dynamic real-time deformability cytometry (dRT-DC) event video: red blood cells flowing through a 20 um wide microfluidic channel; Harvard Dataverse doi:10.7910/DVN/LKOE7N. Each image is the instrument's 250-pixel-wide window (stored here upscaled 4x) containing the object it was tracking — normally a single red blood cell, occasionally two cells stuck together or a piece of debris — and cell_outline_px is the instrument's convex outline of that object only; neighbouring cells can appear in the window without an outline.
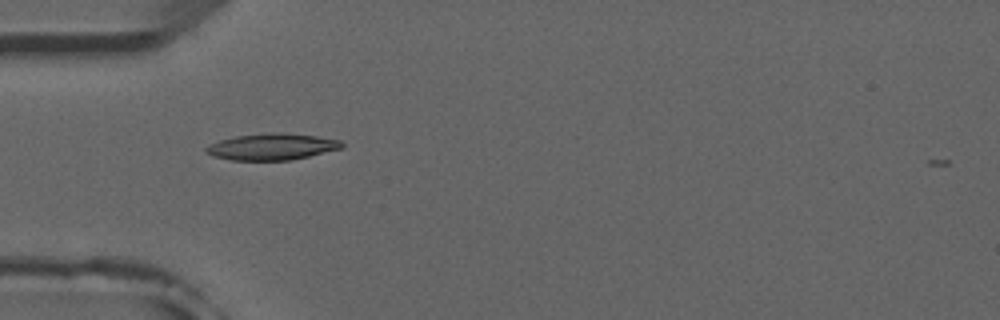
{"species": "common noctule bat (a hibernating species)", "species_latin": "Nyctalus noctula", "temperature_condition": "room temperature", "stored_images_in_passage": 47, "camera_frame_rate_fps": 3000, "um_per_image_px": 0.085, "animal": {"sex": "male", "forearm_length_mm": 52.5}, "frame": {"image": 1, "passage_image": 11, "time_ms": 3.333, "image_size_px": [1000, 320], "cell_outline_px": [[344, 144], [340, 148], [292, 160], [232, 160], [212, 156], [204, 152], [204, 148], [208, 144], [220, 140], [236, 136], [276, 132], [280, 132], [316, 136], [340, 140]], "centroid_in_image_um": [23.05, 12.47], "position_along_channel_um": 61.9, "area_um2": 20.81}}
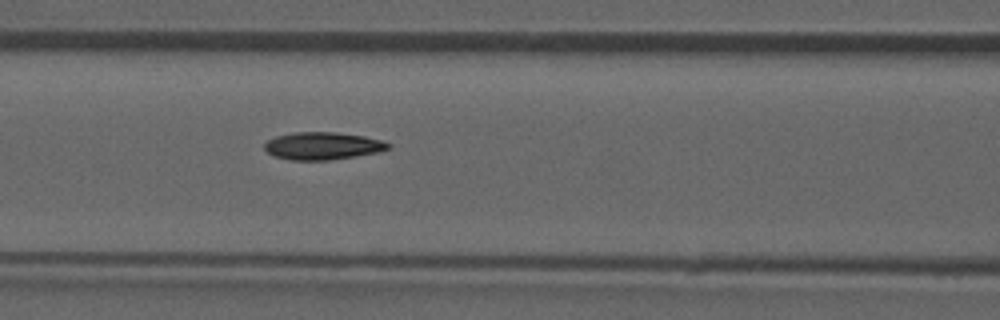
{"frame": {"image": 2, "passage_image": 17, "time_ms": 5.333, "image_size_px": [1000, 320], "cell_outline_px": [[392, 144], [388, 148], [380, 152], [356, 156], [328, 160], [292, 160], [272, 156], [264, 148], [264, 144], [268, 140], [276, 136], [292, 132], [336, 132], [364, 136], [384, 140]], "centroid_in_image_um": [27.44, 12.39], "position_along_channel_um": 139.2, "area_um2": 20.0}}
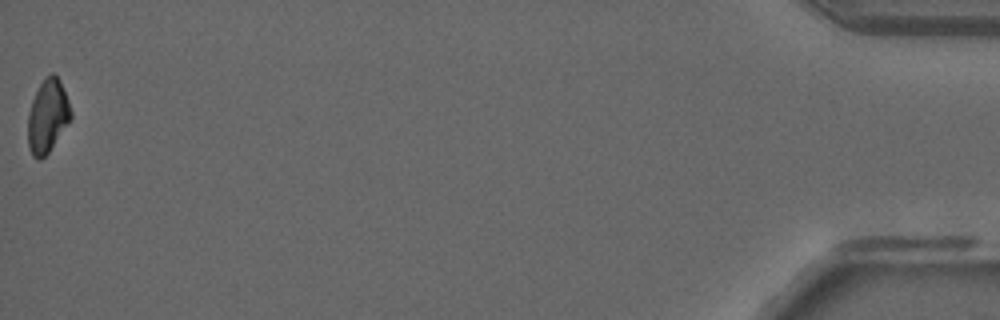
{"frame": {"image": 3, "passage_image": 47, "time_ms": 15.333, "image_size_px": [1000, 320], "cell_outline_px": [[72, 116], [48, 152], [40, 160], [36, 160], [32, 156], [28, 144], [28, 112], [32, 100], [44, 76], [52, 72], [60, 80], [68, 100], [72, 112]], "centroid_in_image_um": [4.03, 9.85], "position_along_channel_um": 431.2, "area_um2": 18.15}, "authors_computed_cell_mechanics": {"area_um2": 19.7676, "velocity_mm_per_s": 3.9406, "shape_relaxation_time_tau1_ms": null, "shape_relaxation_time_tau2_ms": 3.4462, "deformation_change_tau1": null, "deformation_change_tau2": 0.0769}}